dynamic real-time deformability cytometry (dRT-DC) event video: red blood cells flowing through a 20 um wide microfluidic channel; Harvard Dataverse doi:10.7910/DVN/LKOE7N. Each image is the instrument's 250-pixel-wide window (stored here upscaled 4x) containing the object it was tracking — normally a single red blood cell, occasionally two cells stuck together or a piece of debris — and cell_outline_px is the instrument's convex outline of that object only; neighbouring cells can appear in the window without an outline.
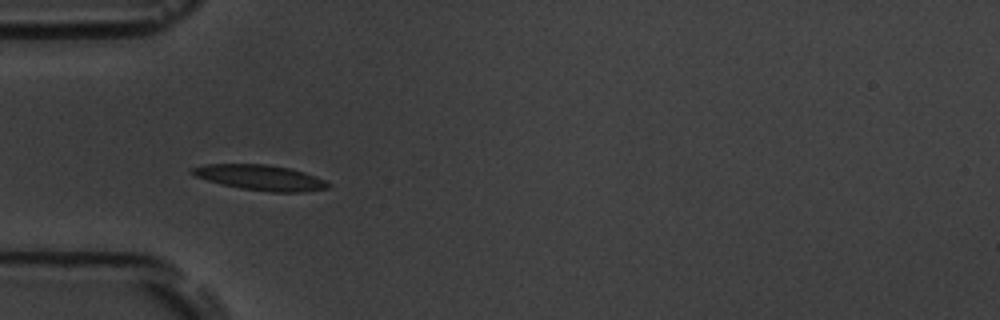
{"species": "common noctule bat (a hibernating species)", "species_latin": "Nyctalus noctula", "temperature_condition": "room temperature", "stored_images_in_passage": 39, "camera_frame_rate_fps": 3000, "um_per_image_px": 0.085, "animal": {"sex": "male", "body_mass_g": 19.5, "forearm_length_mm": 54.6}, "frame": {"image": 1, "passage_image": 1, "time_ms": 0.0, "image_size_px": [1000, 320], "cell_outline_px": [[332, 184], [328, 188], [304, 192], [272, 192], [240, 188], [220, 184], [196, 176], [188, 172], [188, 168], [204, 164], [268, 164], [288, 168], [304, 172], [316, 176]], "centroid_in_image_um": [22.1, 15.09], "position_along_channel_um": 62.9, "area_um2": 20.23}}
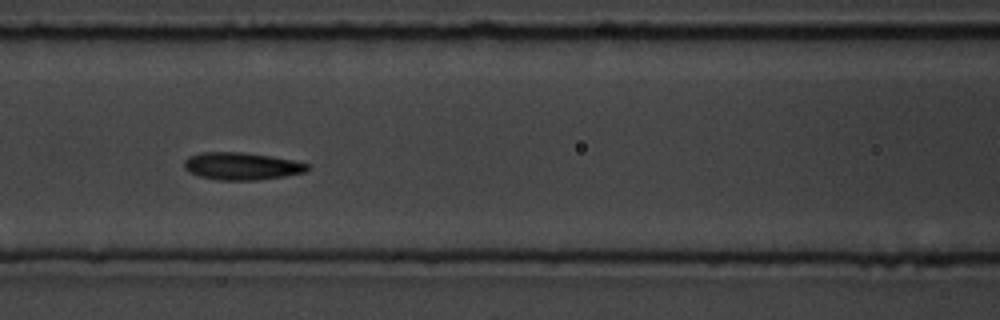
{"frame": {"image": 2, "passage_image": 8, "time_ms": 2.333, "image_size_px": [1000, 320], "cell_outline_px": [[312, 168], [304, 172], [284, 176], [256, 180], [216, 180], [200, 176], [184, 168], [184, 160], [188, 156], [200, 152], [240, 152], [268, 156], [292, 160], [308, 164]], "centroid_in_image_um": [20.52, 14.12], "position_along_channel_um": 146.1, "area_um2": 19.54}}
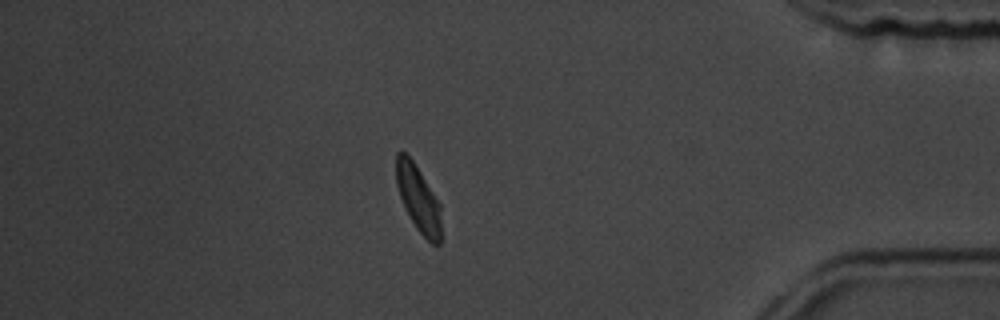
{"frame": {"image": 3, "passage_image": 32, "time_ms": 10.333, "image_size_px": [1000, 320], "cell_outline_px": [[440, 244], [432, 244], [416, 228], [404, 208], [396, 184], [396, 152], [404, 152], [412, 160], [420, 172], [440, 204]], "centroid_in_image_um": [35.53, 16.88], "position_along_channel_um": 399.7, "area_um2": 17.05}, "authors_computed_cell_mechanics": {"area_um2": 19.2474, "velocity_mm_per_s": 3.6347, "shape_relaxation_time_tau1_ms": 2.9684, "shape_relaxation_time_tau2_ms": 1.414, "deformation_change_tau1": 0.1244, "deformation_change_tau2": 0.0643}}